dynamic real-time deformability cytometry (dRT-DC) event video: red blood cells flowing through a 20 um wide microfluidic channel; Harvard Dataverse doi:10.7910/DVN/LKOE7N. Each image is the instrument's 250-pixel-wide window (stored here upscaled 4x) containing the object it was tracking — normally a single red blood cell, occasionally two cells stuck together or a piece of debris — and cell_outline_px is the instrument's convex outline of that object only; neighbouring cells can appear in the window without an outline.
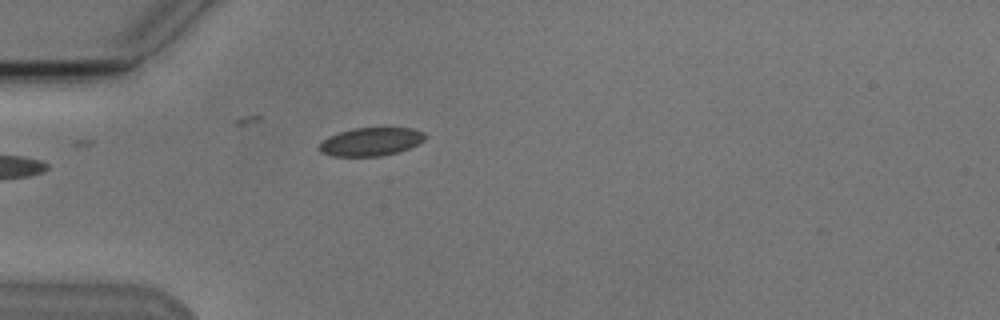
{"species": "Egyptian fruit bat (a non-hibernating species)", "species_latin": "Rousettus aegyptiacus", "temperature_condition": "cold", "stored_images_in_passage": 2, "camera_frame_rate_fps": 3000, "um_per_image_px": 0.085, "animal": {"sex": "male"}, "frame": {"image": 1, "passage_image": 2, "time_ms": 1.333, "image_size_px": [1000, 320], "cell_outline_px": [[428, 136], [424, 140], [408, 148], [396, 152], [380, 156], [332, 156], [320, 152], [316, 148], [328, 136], [352, 128], [412, 128], [424, 132]], "centroid_in_image_um": [31.5, 12.04], "position_along_channel_um": 53.5, "area_um2": 17.4}}